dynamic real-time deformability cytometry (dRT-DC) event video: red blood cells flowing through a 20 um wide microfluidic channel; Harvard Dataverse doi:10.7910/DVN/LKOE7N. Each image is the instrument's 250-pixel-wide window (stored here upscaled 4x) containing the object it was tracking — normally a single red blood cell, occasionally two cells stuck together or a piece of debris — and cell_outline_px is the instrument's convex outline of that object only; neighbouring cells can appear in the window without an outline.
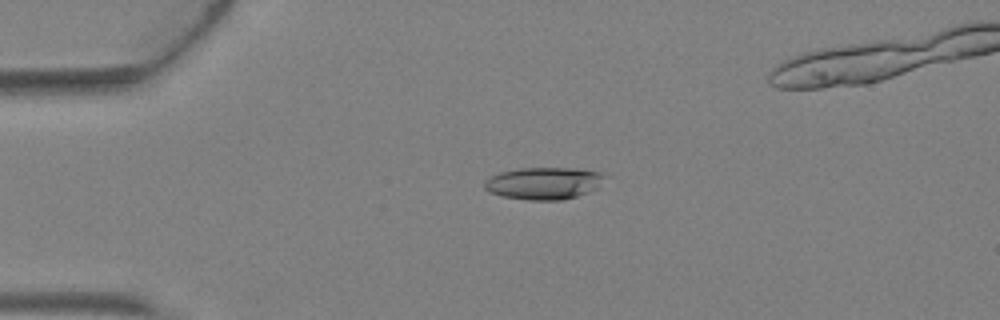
{"species": "Egyptian fruit bat (a non-hibernating species)", "species_latin": "Rousettus aegyptiacus", "temperature_condition": "warm", "stored_images_in_passage": 3, "camera_frame_rate_fps": 3000, "um_per_image_px": 0.085, "animal": {"sex": "female"}, "frame": {"image": 1, "passage_image": 1, "time_ms": 0.0, "image_size_px": [1000, 320], "cell_outline_px": [[608, 176], [596, 188], [588, 192], [576, 196], [560, 200], [528, 200], [500, 196], [488, 192], [484, 188], [484, 180], [500, 172], [520, 168], [576, 168], [600, 172]], "centroid_in_image_um": [46.21, 15.57], "position_along_channel_um": 38.8, "area_um2": 22.66}}